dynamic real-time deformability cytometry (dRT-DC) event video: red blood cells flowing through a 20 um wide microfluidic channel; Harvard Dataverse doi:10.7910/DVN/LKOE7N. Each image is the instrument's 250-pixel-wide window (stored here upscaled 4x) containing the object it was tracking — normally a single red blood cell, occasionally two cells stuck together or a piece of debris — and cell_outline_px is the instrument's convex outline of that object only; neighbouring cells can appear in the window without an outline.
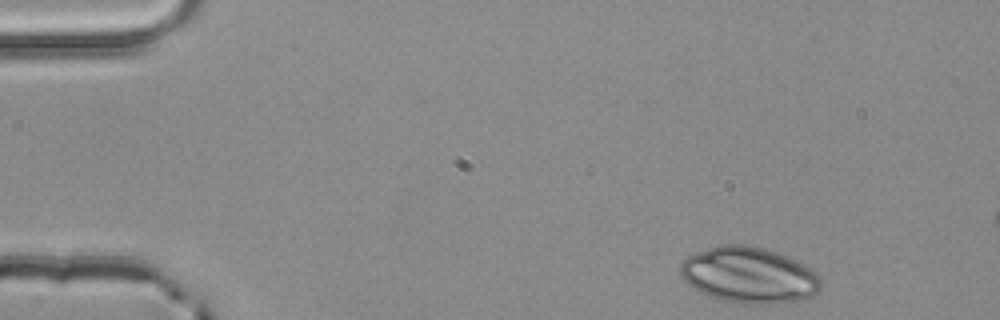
{"species": "common noctule bat (a hibernating species)", "species_latin": "Nyctalus noctula", "temperature_condition": "room temperature", "stored_images_in_passage": 3, "camera_frame_rate_fps": 3000, "um_per_image_px": 0.085, "animal": {"sex": "male", "body_mass_g": 20.4}, "frame": {"image": 1, "passage_image": 1, "time_ms": 0.0, "image_size_px": [1000, 320], "cell_outline_px": [[824, 284], [812, 296], [804, 300], [776, 304], [744, 304], [720, 300], [708, 296], [700, 292], [688, 284], [680, 276], [680, 264], [684, 256], [720, 244], [744, 244], [764, 248], [776, 252], [804, 264], [812, 268], [820, 276]], "centroid_in_image_um": [63.67, 23.39], "position_along_channel_um": 21.3, "area_um2": 46.64}}